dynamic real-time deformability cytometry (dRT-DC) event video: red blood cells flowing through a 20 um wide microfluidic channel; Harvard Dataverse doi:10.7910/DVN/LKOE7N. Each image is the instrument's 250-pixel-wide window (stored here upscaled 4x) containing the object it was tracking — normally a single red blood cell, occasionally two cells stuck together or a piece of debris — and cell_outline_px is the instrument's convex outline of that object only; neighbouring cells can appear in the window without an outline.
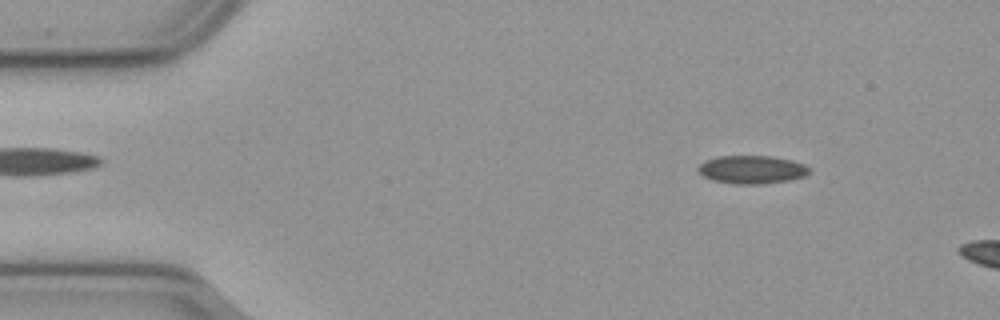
{"species": "common noctule bat (a hibernating species)", "species_latin": "Nyctalus noctula", "temperature_condition": "cold", "stored_images_in_passage": 8, "camera_frame_rate_fps": 3000, "um_per_image_px": 0.085, "animal": {"sex": "male", "body_mass_g": 23.1, "forearm_length_mm": 52.7}, "frame": {"image": 1, "passage_image": 1, "time_ms": 0.0, "image_size_px": [1000, 320], "cell_outline_px": [[812, 168], [804, 176], [788, 180], [756, 184], [740, 184], [716, 180], [704, 176], [696, 168], [704, 160], [720, 156], [772, 156], [792, 160], [804, 164]], "centroid_in_image_um": [63.92, 14.39], "position_along_channel_um": 21.1, "area_um2": 17.98}}